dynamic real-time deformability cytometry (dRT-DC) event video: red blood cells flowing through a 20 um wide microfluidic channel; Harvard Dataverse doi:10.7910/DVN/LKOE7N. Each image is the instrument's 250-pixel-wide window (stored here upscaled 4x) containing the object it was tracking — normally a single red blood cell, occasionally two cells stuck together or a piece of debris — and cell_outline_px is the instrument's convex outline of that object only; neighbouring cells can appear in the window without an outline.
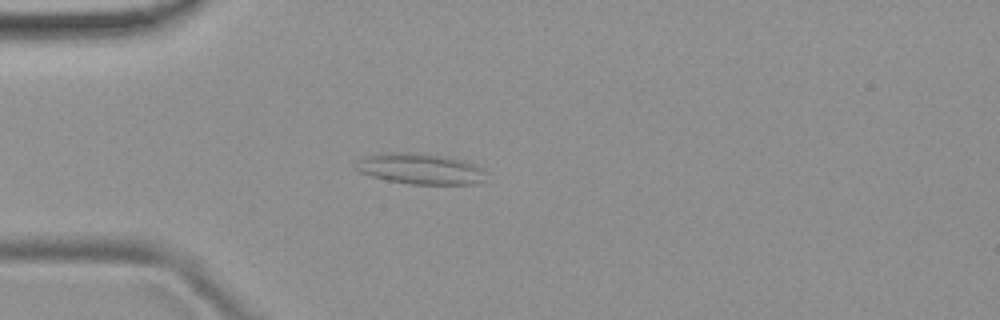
{"species": "common noctule bat (a hibernating species)", "species_latin": "Nyctalus noctula", "temperature_condition": "room temperature", "stored_images_in_passage": 51, "camera_frame_rate_fps": 3000, "um_per_image_px": 0.085, "animal": {"sex": "female", "body_mass_g": 19.9}, "frame": {"image": 1, "passage_image": 13, "time_ms": 4.0, "image_size_px": [1000, 320], "cell_outline_px": [[484, 180], [480, 184], [412, 184], [388, 180], [372, 176], [360, 172], [352, 164], [356, 160], [364, 156], [392, 152], [408, 152], [444, 156], [468, 160], [480, 168], [484, 172]], "centroid_in_image_um": [35.71, 14.34], "position_along_channel_um": 49.3, "area_um2": 23.47}}
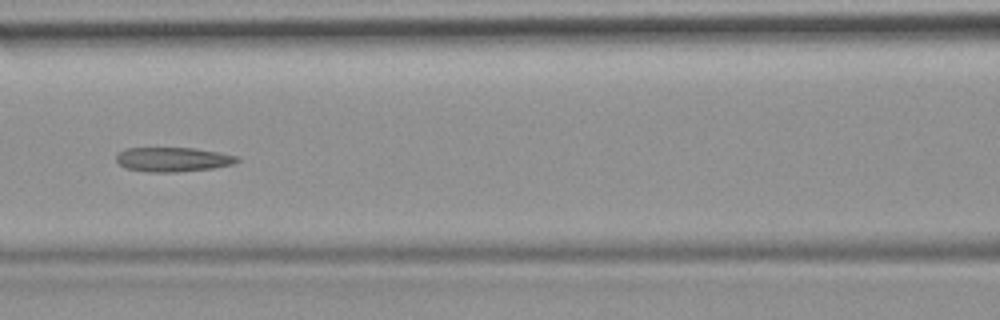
{"frame": {"image": 2, "passage_image": 22, "time_ms": 7.0, "image_size_px": [1000, 320], "cell_outline_px": [[240, 160], [232, 164], [212, 168], [176, 172], [148, 172], [124, 168], [116, 160], [116, 152], [124, 148], [192, 148], [216, 152], [236, 156]], "centroid_in_image_um": [14.61, 13.55], "position_along_channel_um": 152.0, "area_um2": 17.11}}
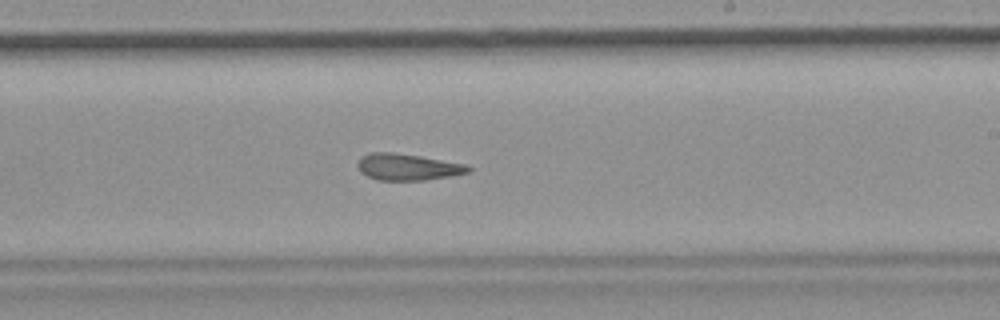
{"frame": {"image": 3, "passage_image": 30, "time_ms": 9.667, "image_size_px": [1000, 320], "cell_outline_px": [[472, 168], [468, 172], [452, 176], [424, 180], [376, 180], [360, 172], [356, 164], [360, 156], [368, 152], [392, 152], [420, 156], [468, 164]], "centroid_in_image_um": [34.63, 14.18], "position_along_channel_um": 254.4, "area_um2": 17.34}, "authors_computed_cell_mechanics": {"area_um2": 18.496, "velocity_mm_per_s": 3.8544, "shape_relaxation_time_tau1_ms": null, "shape_relaxation_time_tau2_ms": 4.1085, "deformation_change_tau1": null, "deformation_change_tau2": 0.1268}}